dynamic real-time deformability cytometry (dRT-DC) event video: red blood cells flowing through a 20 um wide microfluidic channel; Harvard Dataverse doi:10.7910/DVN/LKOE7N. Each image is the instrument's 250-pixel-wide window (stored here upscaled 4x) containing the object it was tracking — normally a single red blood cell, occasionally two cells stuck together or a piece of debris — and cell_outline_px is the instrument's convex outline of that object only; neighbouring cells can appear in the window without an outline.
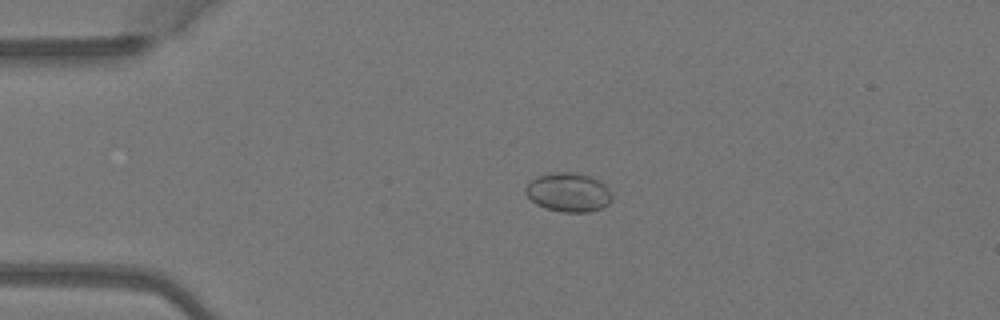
{"species": "Egyptian fruit bat (a non-hibernating species)", "species_latin": "Rousettus aegyptiacus", "temperature_condition": "warm", "stored_images_in_passage": 3, "camera_frame_rate_fps": 3000, "um_per_image_px": 0.085, "animal": {"sex": "female"}, "frame": {"image": 1, "passage_image": 2, "time_ms": 0.333, "image_size_px": [1000, 320], "cell_outline_px": [[612, 200], [608, 204], [600, 208], [588, 212], [560, 212], [544, 208], [536, 204], [524, 192], [524, 188], [536, 176], [556, 172], [576, 172], [588, 176], [604, 184], [612, 192]], "centroid_in_image_um": [48.31, 16.35], "position_along_channel_um": 36.7, "area_um2": 19.65}}